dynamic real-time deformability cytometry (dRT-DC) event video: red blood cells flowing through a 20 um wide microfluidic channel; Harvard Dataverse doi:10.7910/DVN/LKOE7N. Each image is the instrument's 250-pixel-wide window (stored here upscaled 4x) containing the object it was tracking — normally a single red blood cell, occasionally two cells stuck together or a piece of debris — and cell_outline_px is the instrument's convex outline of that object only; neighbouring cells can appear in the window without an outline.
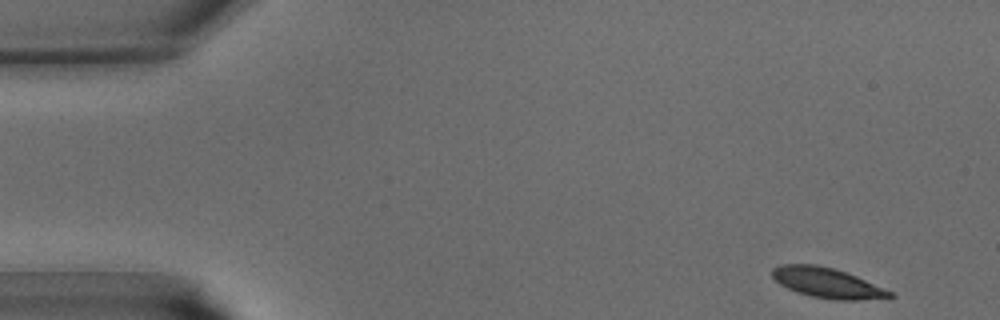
{"species": "common noctule bat (a hibernating species)", "species_latin": "Nyctalus noctula", "temperature_condition": "warm", "stored_images_in_passage": 6, "camera_frame_rate_fps": 3000, "um_per_image_px": 0.085, "animal": {"sex": "male", "body_mass_g": 15.6}, "frame": {"image": 1, "passage_image": 1, "time_ms": 0.0, "image_size_px": [1000, 320], "cell_outline_px": [[896, 296], [856, 300], [836, 300], [812, 296], [796, 292], [780, 284], [772, 276], [772, 268], [780, 264], [816, 264], [832, 268], [856, 276], [892, 292]], "centroid_in_image_um": [70.26, 24.03], "position_along_channel_um": 14.7, "area_um2": 20.29}}